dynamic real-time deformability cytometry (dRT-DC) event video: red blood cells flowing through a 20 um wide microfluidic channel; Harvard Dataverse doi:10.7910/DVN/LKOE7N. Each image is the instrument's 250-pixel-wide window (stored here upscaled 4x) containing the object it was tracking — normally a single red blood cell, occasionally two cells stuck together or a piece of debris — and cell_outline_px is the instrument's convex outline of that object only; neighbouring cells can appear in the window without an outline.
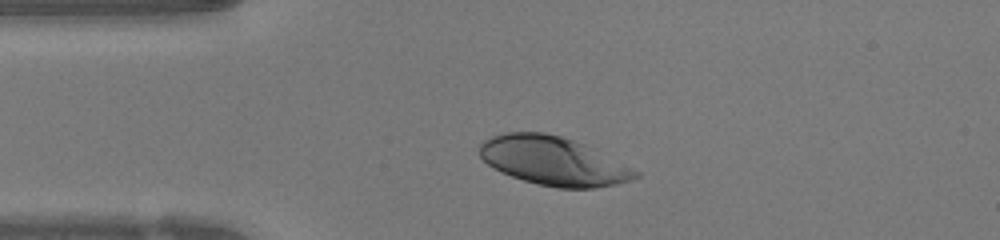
{"species": "human", "species_latin": "Homo sapiens", "temperature_condition": "warm", "stored_images_in_passage": 30, "camera_frame_rate_fps": 3000, "um_per_image_px": 0.085, "donor": {"sex": "female"}, "frame": {"image": 1, "passage_image": 1, "time_ms": 0.0, "image_size_px": [1000, 240], "cell_outline_px": [[640, 176], [632, 180], [616, 184], [596, 188], [556, 188], [536, 184], [512, 176], [492, 168], [480, 156], [480, 144], [484, 140], [492, 136], [504, 132], [544, 132], [560, 136], [584, 144], [640, 172]], "centroid_in_image_um": [47.02, 13.69], "position_along_channel_um": 38.0, "area_um2": 43.99}}
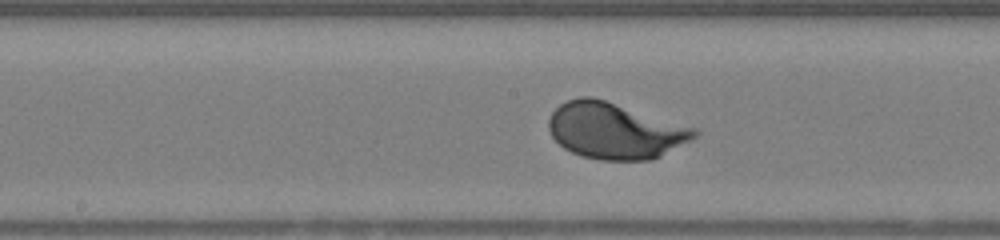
{"frame": {"image": 2, "passage_image": 14, "time_ms": 4.333, "image_size_px": [1000, 240], "cell_outline_px": [[700, 132], [692, 140], [652, 160], [600, 160], [580, 156], [564, 148], [552, 136], [548, 128], [548, 120], [552, 112], [560, 104], [568, 100], [580, 96], [592, 96], [696, 128]], "centroid_in_image_um": [52.26, 11.12], "position_along_channel_um": 195.9, "area_um2": 47.63}}
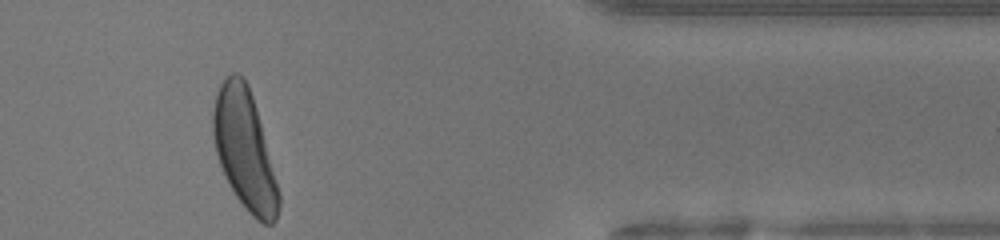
{"frame": {"image": 3, "passage_image": 30, "time_ms": 9.667, "image_size_px": [1000, 240], "cell_outline_px": [[280, 204], [276, 220], [272, 224], [264, 224], [256, 220], [248, 212], [236, 196], [220, 164], [216, 152], [212, 132], [212, 112], [216, 92], [220, 84], [232, 72], [240, 72], [244, 76], [248, 84], [256, 108], [280, 192]], "centroid_in_image_um": [20.79, 12.69], "position_along_channel_um": 390.6, "area_um2": 45.55}}